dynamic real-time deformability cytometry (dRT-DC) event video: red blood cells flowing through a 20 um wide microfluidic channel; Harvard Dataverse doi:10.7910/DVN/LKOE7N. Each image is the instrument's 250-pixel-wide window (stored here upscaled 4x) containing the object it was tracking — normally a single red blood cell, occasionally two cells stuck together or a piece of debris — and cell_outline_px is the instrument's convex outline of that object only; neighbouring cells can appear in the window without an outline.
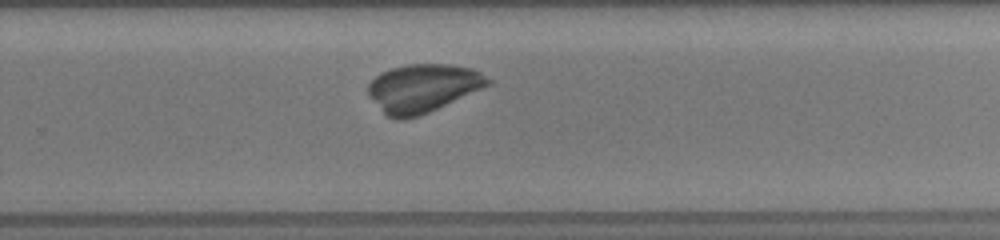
{"species": "common noctule bat (a hibernating species)", "species_latin": "Nyctalus noctula", "temperature_condition": "room temperature", "stored_images_in_passage": 30, "camera_frame_rate_fps": 3000, "um_per_image_px": 0.085, "animal": {"sex": "female", "body_mass_g": 19.5, "forearm_length_mm": 54.1}, "frame": {"image": 1, "passage_image": 21, "time_ms": 6.667, "image_size_px": [1000, 240], "cell_outline_px": [[492, 84], [428, 112], [404, 120], [396, 120], [388, 116], [368, 96], [368, 84], [380, 72], [392, 68], [408, 64], [452, 64], [472, 68], [480, 72], [492, 80]], "centroid_in_image_um": [35.95, 7.48], "position_along_channel_um": 293.9, "area_um2": 33.52}}
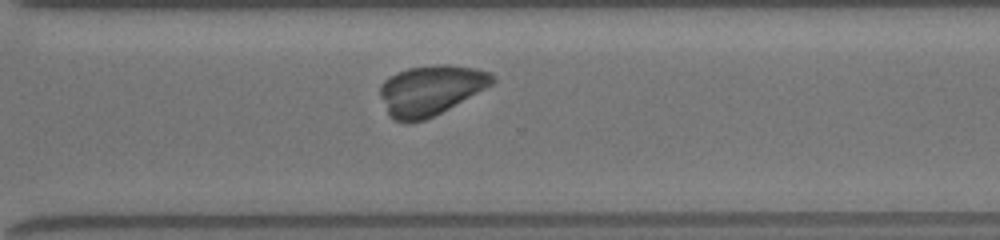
{"frame": {"image": 2, "passage_image": 24, "time_ms": 7.667, "image_size_px": [1000, 240], "cell_outline_px": [[496, 80], [492, 84], [448, 108], [424, 120], [392, 120], [388, 116], [380, 96], [380, 84], [388, 76], [396, 72], [408, 68], [440, 64], [448, 64], [476, 68], [492, 72], [496, 76]], "centroid_in_image_um": [36.59, 7.62], "position_along_channel_um": 334.0, "area_um2": 32.43}}
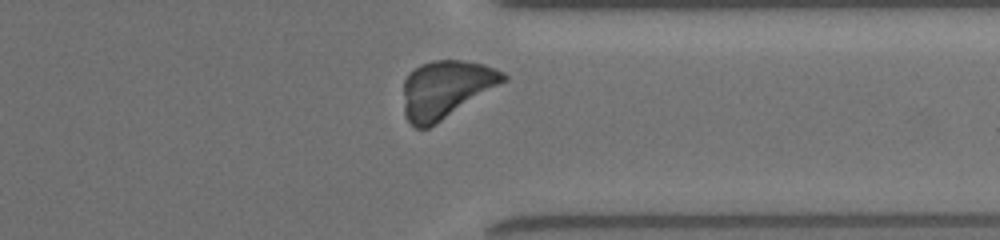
{"frame": {"image": 3, "passage_image": 27, "time_ms": 8.667, "image_size_px": [1000, 240], "cell_outline_px": [[508, 80], [436, 124], [428, 128], [416, 128], [408, 120], [404, 112], [404, 80], [420, 64], [432, 60], [464, 60], [484, 64], [496, 68], [504, 72], [508, 76]], "centroid_in_image_um": [37.94, 7.57], "position_along_channel_um": 373.5, "area_um2": 33.52}}